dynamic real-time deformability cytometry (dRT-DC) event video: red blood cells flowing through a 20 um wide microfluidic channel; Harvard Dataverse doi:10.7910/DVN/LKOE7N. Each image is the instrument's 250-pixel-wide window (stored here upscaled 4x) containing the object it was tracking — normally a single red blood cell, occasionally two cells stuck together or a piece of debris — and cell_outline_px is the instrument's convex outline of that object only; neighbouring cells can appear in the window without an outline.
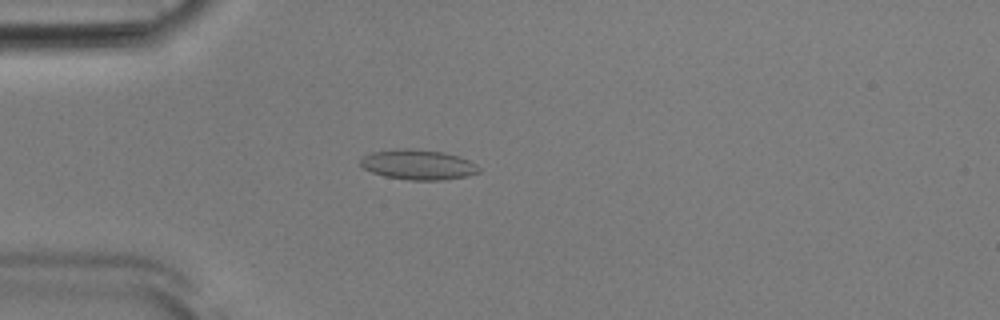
{"species": "Egyptian fruit bat (a non-hibernating species)", "species_latin": "Rousettus aegyptiacus", "temperature_condition": "room temperature", "stored_images_in_passage": 53, "camera_frame_rate_fps": 3000, "um_per_image_px": 0.085, "animal": {"sex": "male"}, "frame": {"image": 1, "passage_image": 15, "time_ms": 4.667, "image_size_px": [1000, 320], "cell_outline_px": [[480, 172], [468, 176], [440, 180], [408, 180], [384, 176], [372, 172], [364, 168], [360, 164], [360, 160], [364, 156], [372, 152], [396, 148], [412, 148], [444, 152], [460, 156], [476, 164], [480, 168]], "centroid_in_image_um": [35.55, 13.99], "position_along_channel_um": 49.4, "area_um2": 20.92}}
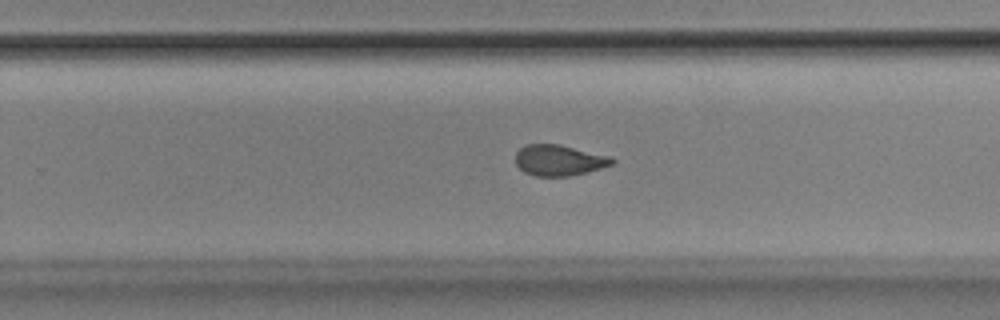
{"frame": {"image": 2, "passage_image": 34, "time_ms": 11.0, "image_size_px": [1000, 320], "cell_outline_px": [[616, 160], [612, 164], [588, 172], [568, 176], [536, 176], [524, 172], [516, 164], [516, 152], [524, 144], [560, 144], [612, 156]], "centroid_in_image_um": [47.53, 13.61], "position_along_channel_um": 282.3, "area_um2": 17.51}}
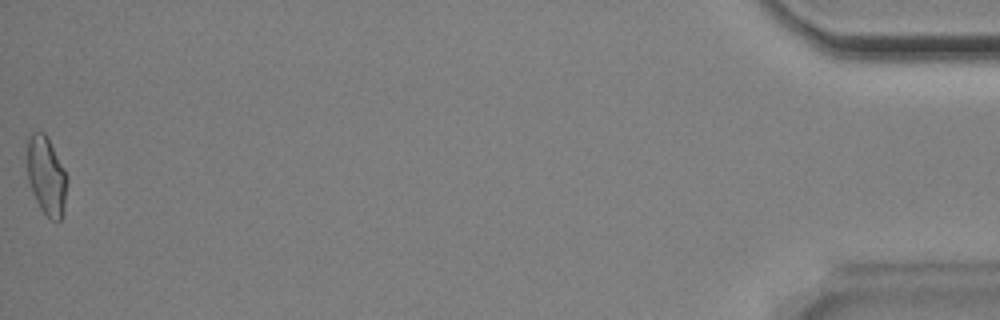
{"frame": {"image": 3, "passage_image": 53, "time_ms": 17.333, "image_size_px": [1000, 320], "cell_outline_px": [[68, 180], [64, 204], [60, 220], [52, 220], [40, 208], [32, 192], [28, 180], [28, 136], [32, 132], [44, 132], [48, 136], [68, 176]], "centroid_in_image_um": [3.95, 14.9], "position_along_channel_um": 431.2, "area_um2": 18.15}, "authors_computed_cell_mechanics": {"area_um2": 18.3226, "velocity_mm_per_s": 3.8853, "shape_relaxation_time_tau1_ms": 3.4184, "shape_relaxation_time_tau2_ms": 1.344, "deformation_change_tau1": 0.1406, "deformation_change_tau2": 0.08}}